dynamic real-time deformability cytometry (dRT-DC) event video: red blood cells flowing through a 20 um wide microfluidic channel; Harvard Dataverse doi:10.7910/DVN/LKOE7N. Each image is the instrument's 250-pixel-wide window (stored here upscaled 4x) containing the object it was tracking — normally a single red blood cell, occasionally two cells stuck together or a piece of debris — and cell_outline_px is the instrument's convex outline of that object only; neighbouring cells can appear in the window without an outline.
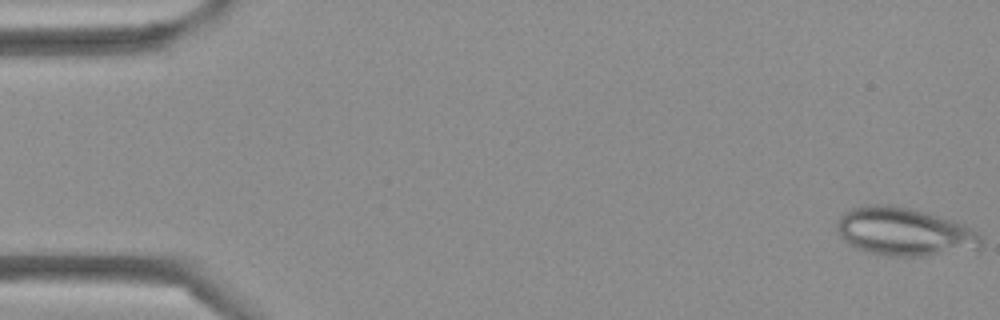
{"species": "Egyptian fruit bat (a non-hibernating species)", "species_latin": "Rousettus aegyptiacus", "temperature_condition": "cold", "stored_images_in_passage": 45, "camera_frame_rate_fps": 3000, "um_per_image_px": 0.085, "frame": {"image": 1, "passage_image": 1, "time_ms": 0.0, "image_size_px": [1000, 320], "cell_outline_px": [[984, 240], [980, 248], [924, 256], [892, 256], [868, 252], [856, 248], [848, 244], [840, 236], [836, 228], [836, 224], [840, 216], [844, 212], [852, 208], [868, 204], [892, 204], [928, 212], [956, 220], [980, 232]], "centroid_in_image_um": [76.9, 19.68], "position_along_channel_um": 8.1, "area_um2": 41.04}}
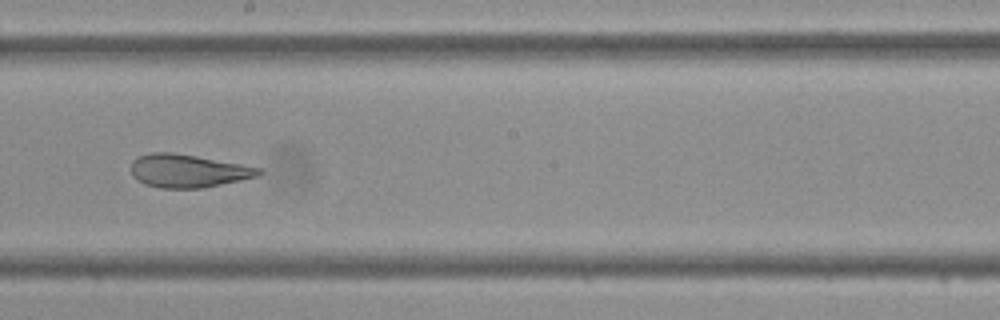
{"frame": {"image": 2, "passage_image": 25, "time_ms": 8.0, "image_size_px": [1000, 320], "cell_outline_px": [[264, 172], [260, 176], [200, 188], [160, 188], [144, 184], [136, 180], [132, 176], [132, 160], [136, 156], [148, 152], [172, 152], [244, 164], [264, 168]], "centroid_in_image_um": [15.99, 14.51], "position_along_channel_um": 232.2, "area_um2": 24.97}}
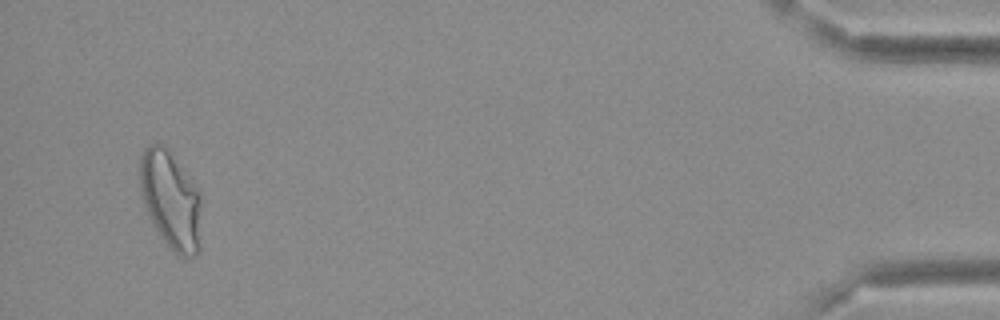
{"frame": {"image": 3, "passage_image": 43, "time_ms": 14.0, "image_size_px": [1000, 320], "cell_outline_px": [[200, 248], [196, 256], [180, 256], [160, 236], [144, 204], [140, 192], [140, 152], [148, 144], [164, 144], [184, 168], [200, 188]], "centroid_in_image_um": [14.53, 16.93], "position_along_channel_um": 420.7, "area_um2": 35.26}}